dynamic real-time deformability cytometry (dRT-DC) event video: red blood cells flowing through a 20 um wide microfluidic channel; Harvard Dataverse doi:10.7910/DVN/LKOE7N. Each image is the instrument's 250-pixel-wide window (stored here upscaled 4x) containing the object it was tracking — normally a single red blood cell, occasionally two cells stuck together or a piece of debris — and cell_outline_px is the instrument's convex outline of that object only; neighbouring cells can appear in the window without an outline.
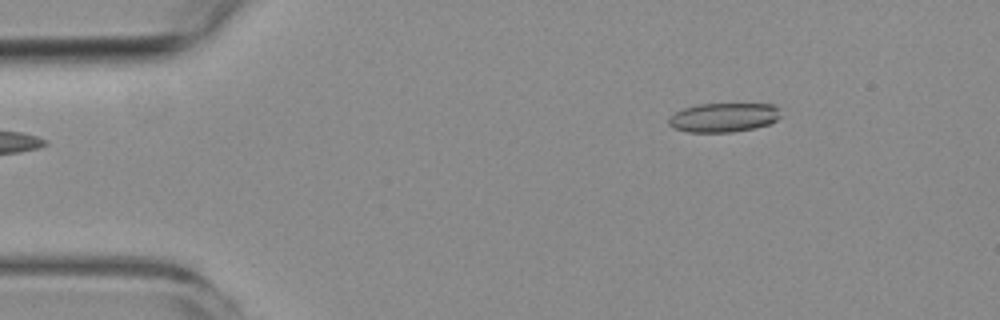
{"species": "common noctule bat (a hibernating species)", "species_latin": "Nyctalus noctula", "temperature_condition": "room temperature", "stored_images_in_passage": 5, "camera_frame_rate_fps": 3000, "um_per_image_px": 0.085, "animal": {"sex": "female", "body_mass_g": 19.3, "forearm_length_mm": 54.1}, "frame": {"image": 1, "passage_image": 5, "time_ms": 4.667, "image_size_px": [1000, 320], "cell_outline_px": [[784, 116], [768, 124], [756, 128], [732, 132], [688, 132], [672, 128], [668, 124], [668, 120], [676, 112], [684, 108], [696, 104], [772, 104], [780, 108]], "centroid_in_image_um": [61.56, 9.98], "position_along_channel_um": 23.4, "area_um2": 19.25}}